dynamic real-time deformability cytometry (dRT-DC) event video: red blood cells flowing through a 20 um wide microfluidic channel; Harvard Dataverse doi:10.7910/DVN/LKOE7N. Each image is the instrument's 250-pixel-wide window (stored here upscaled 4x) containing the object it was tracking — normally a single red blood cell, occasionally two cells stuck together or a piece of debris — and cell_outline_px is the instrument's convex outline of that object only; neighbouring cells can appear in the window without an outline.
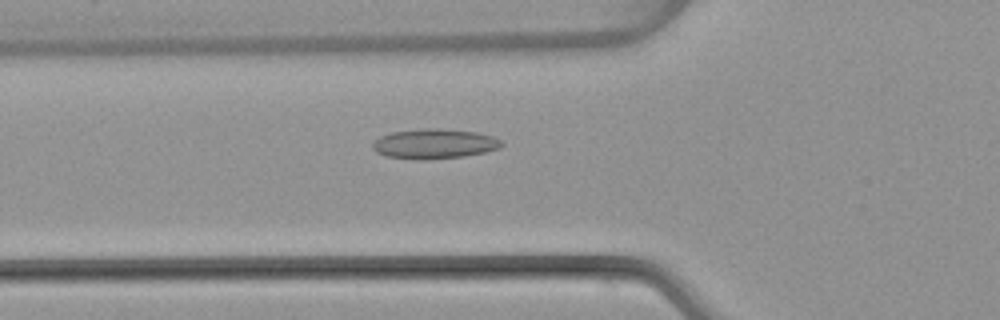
{"species": "common noctule bat (a hibernating species)", "species_latin": "Nyctalus noctula", "temperature_condition": "warm", "stored_images_in_passage": 50, "camera_frame_rate_fps": 3000, "um_per_image_px": 0.085, "animal": {"sex": "female", "body_mass_g": 22.7, "forearm_length_mm": 54.2}, "frame": {"image": 1, "passage_image": 18, "time_ms": 5.667, "image_size_px": [1000, 320], "cell_outline_px": [[504, 144], [500, 148], [484, 152], [464, 156], [428, 160], [420, 160], [388, 156], [376, 152], [372, 148], [372, 144], [380, 136], [392, 132], [424, 128], [440, 128], [476, 132], [492, 136], [500, 140]], "centroid_in_image_um": [36.92, 12.22], "position_along_channel_um": 88.9, "area_um2": 22.43}}
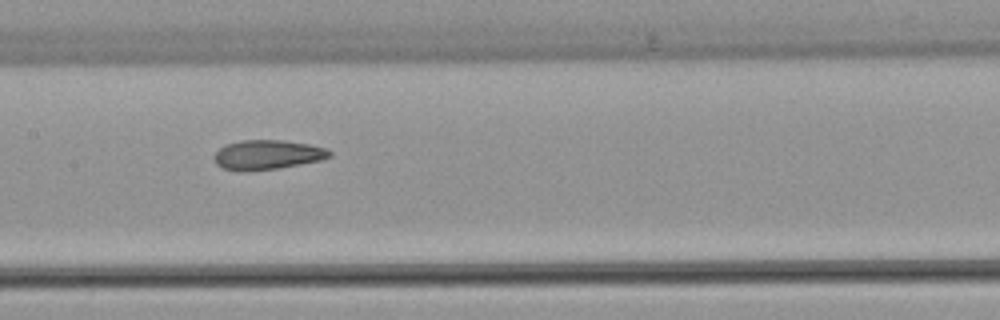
{"frame": {"image": 2, "passage_image": 25, "time_ms": 8.0, "image_size_px": [1000, 320], "cell_outline_px": [[332, 156], [320, 160], [300, 164], [276, 168], [220, 168], [216, 164], [212, 156], [220, 148], [228, 144], [240, 140], [284, 140], [308, 144], [324, 148], [332, 152]], "centroid_in_image_um": [22.76, 13.11], "position_along_channel_um": 184.6, "area_um2": 19.07}}
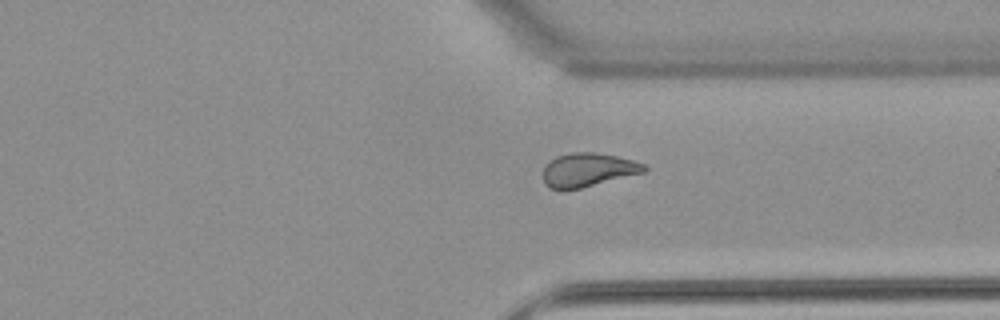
{"frame": {"image": 3, "passage_image": 38, "time_ms": 12.333, "image_size_px": [1000, 320], "cell_outline_px": [[648, 168], [644, 172], [580, 188], [548, 188], [544, 184], [544, 164], [556, 156], [572, 152], [592, 152], [616, 156], [632, 160], [644, 164]], "centroid_in_image_um": [49.95, 14.42], "position_along_channel_um": 361.4, "area_um2": 19.54}, "authors_computed_cell_mechanics": {"area_um2": 20.7791, "velocity_mm_per_s": 4.0845, "shape_relaxation_time_tau1_ms": null, "shape_relaxation_time_tau2_ms": 2.2778, "deformation_change_tau1": null, "deformation_change_tau2": 0.0919}}